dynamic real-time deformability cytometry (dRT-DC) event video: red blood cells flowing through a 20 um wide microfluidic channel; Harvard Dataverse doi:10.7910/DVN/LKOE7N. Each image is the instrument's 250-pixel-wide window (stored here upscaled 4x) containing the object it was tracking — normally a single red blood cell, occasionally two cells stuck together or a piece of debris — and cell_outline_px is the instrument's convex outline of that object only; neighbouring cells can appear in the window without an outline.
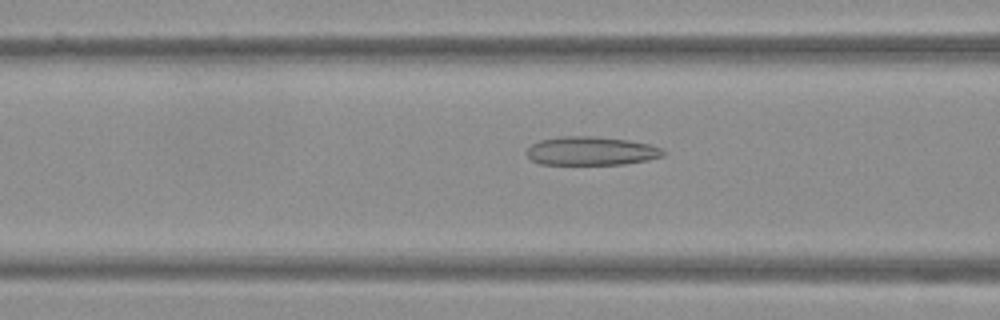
{"species": "Egyptian fruit bat (a non-hibernating species)", "species_latin": "Rousettus aegyptiacus", "temperature_condition": "warm", "stored_images_in_passage": 50, "camera_frame_rate_fps": 3000, "um_per_image_px": 0.085, "frame": {"image": 1, "passage_image": 20, "time_ms": 6.333, "image_size_px": [1000, 320], "cell_outline_px": [[664, 156], [648, 160], [624, 164], [540, 164], [532, 160], [524, 152], [532, 144], [540, 140], [560, 136], [596, 136], [628, 140], [652, 144], [664, 148]], "centroid_in_image_um": [50.28, 12.82], "position_along_channel_um": 116.3, "area_um2": 23.0}}
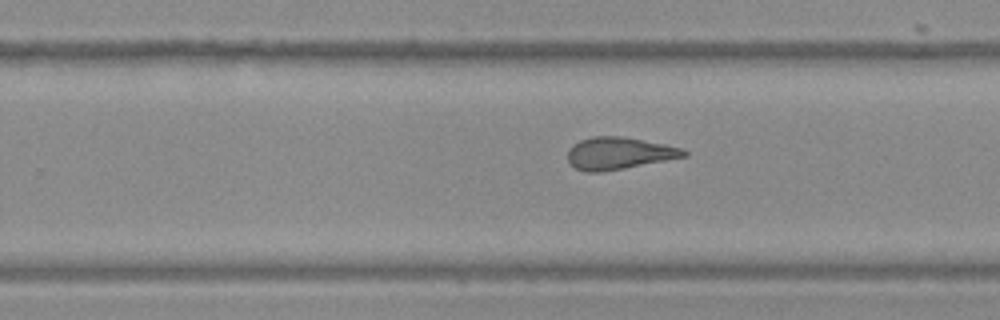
{"frame": {"image": 2, "passage_image": 32, "time_ms": 10.333, "image_size_px": [1000, 320], "cell_outline_px": [[688, 156], [624, 168], [600, 172], [584, 172], [576, 168], [568, 160], [568, 148], [572, 144], [580, 140], [592, 136], [624, 136], [684, 148], [688, 152]], "centroid_in_image_um": [52.61, 13.02], "position_along_channel_um": 277.2, "area_um2": 21.85}}
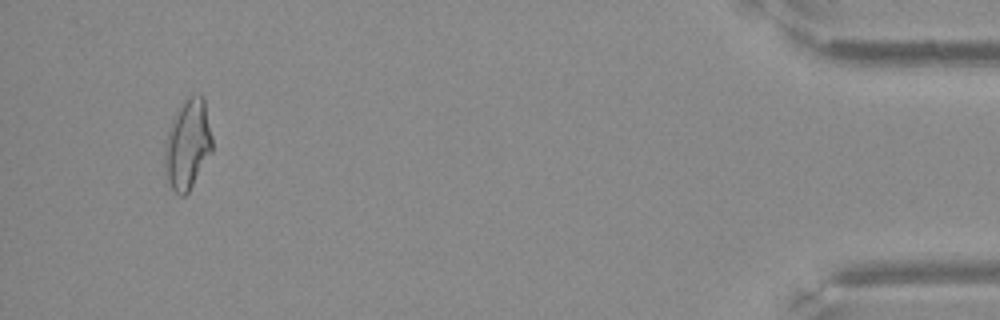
{"frame": {"image": 3, "passage_image": 48, "time_ms": 15.667, "image_size_px": [1000, 320], "cell_outline_px": [[212, 152], [188, 192], [184, 196], [180, 196], [168, 184], [164, 176], [164, 144], [168, 128], [180, 104], [188, 96], [200, 92], [204, 100], [212, 136]], "centroid_in_image_um": [15.92, 12.27], "position_along_channel_um": 419.3, "area_um2": 25.26}}